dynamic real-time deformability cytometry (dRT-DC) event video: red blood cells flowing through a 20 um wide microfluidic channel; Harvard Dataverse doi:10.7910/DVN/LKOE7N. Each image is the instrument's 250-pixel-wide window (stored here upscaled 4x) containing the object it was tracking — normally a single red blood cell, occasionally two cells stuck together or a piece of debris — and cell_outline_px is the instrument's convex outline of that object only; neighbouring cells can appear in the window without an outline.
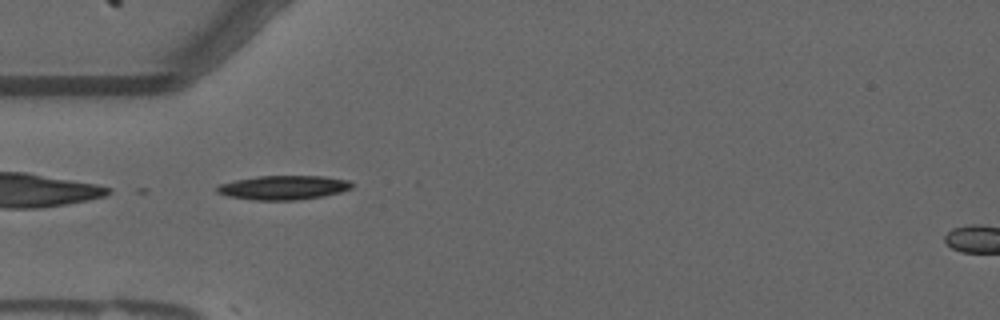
{"species": "common noctule bat (a hibernating species)", "species_latin": "Nyctalus noctula", "temperature_condition": "warm", "stored_images_in_passage": 6, "camera_frame_rate_fps": 3000, "um_per_image_px": 0.085, "animal": {"sex": "male", "forearm_length_mm": 52.5}, "frame": {"image": 1, "passage_image": 2, "time_ms": 0.333, "image_size_px": [1000, 320], "cell_outline_px": [[352, 188], [340, 192], [324, 196], [296, 200], [256, 200], [228, 196], [216, 192], [216, 184], [256, 176], [324, 176], [348, 180], [352, 184]], "centroid_in_image_um": [24.07, 15.94], "position_along_channel_um": 60.9, "area_um2": 19.02}}